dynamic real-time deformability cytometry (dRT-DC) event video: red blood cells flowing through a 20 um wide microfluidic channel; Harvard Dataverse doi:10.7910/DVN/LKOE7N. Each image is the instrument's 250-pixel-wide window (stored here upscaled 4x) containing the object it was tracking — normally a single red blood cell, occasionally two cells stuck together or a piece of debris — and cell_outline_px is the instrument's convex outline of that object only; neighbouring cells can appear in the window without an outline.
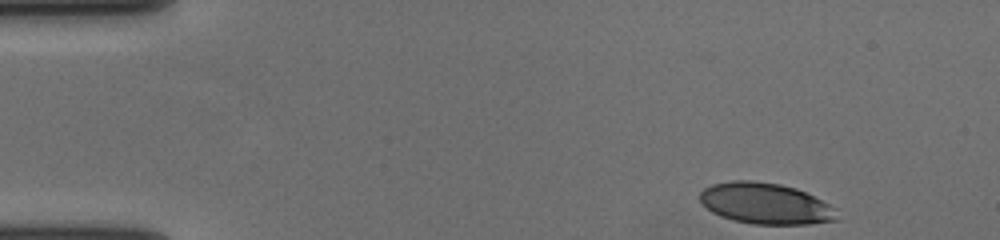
{"species": "human", "species_latin": "Homo sapiens", "temperature_condition": "cold", "stored_images_in_passage": 45, "camera_frame_rate_fps": 3000, "um_per_image_px": 0.085, "donor": {"sex": "female"}, "frame": {"image": 1, "passage_image": 1, "time_ms": 0.0, "image_size_px": [1000, 240], "cell_outline_px": [[840, 220], [812, 224], [752, 224], [732, 220], [720, 216], [712, 212], [700, 200], [700, 192], [704, 188], [712, 184], [732, 180], [752, 180], [780, 184], [796, 188], [836, 208]], "centroid_in_image_um": [65.08, 17.31], "position_along_channel_um": 19.9, "area_um2": 32.95}}
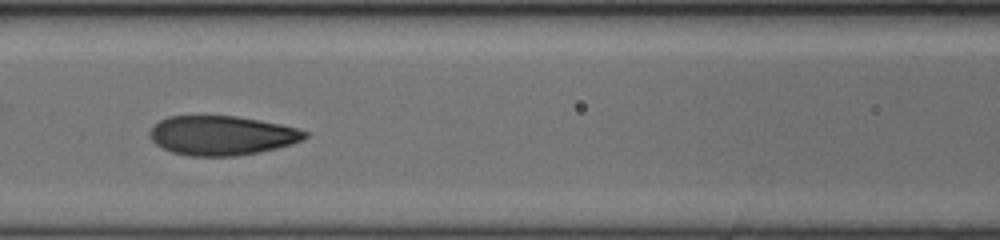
{"frame": {"image": 2, "passage_image": 20, "time_ms": 6.333, "image_size_px": [1000, 240], "cell_outline_px": [[308, 136], [304, 140], [292, 144], [260, 152], [236, 156], [192, 156], [172, 152], [156, 144], [152, 140], [148, 132], [160, 120], [168, 116], [236, 116], [260, 120], [280, 124], [296, 128], [308, 132]], "centroid_in_image_um": [18.87, 11.51], "position_along_channel_um": 147.7, "area_um2": 35.55}}
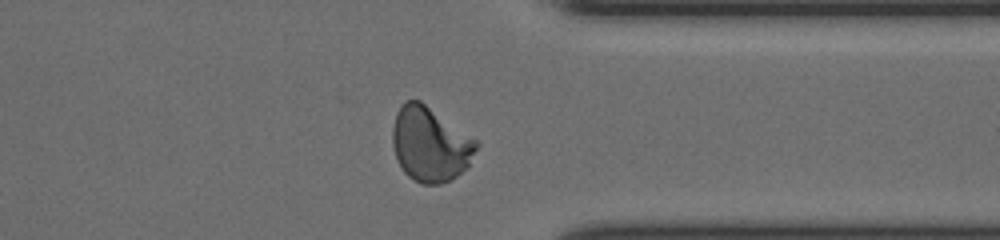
{"frame": {"image": 3, "passage_image": 39, "time_ms": 12.667, "image_size_px": [1000, 240], "cell_outline_px": [[480, 144], [468, 168], [456, 176], [440, 184], [420, 184], [408, 176], [404, 172], [396, 156], [392, 144], [392, 128], [396, 112], [400, 104], [404, 100], [420, 100], [476, 140]], "centroid_in_image_um": [36.56, 12.26], "position_along_channel_um": 374.8, "area_um2": 36.53}, "authors_computed_cell_mechanics": {"area_um2": 35.547, "velocity_mm_per_s": 3.6486, "shape_relaxation_time_tau1_ms": 5.3461, "shape_relaxation_time_tau2_ms": 0.8408, "deformation_change_tau1": 0.202, "deformation_change_tau2": 0.0647}}